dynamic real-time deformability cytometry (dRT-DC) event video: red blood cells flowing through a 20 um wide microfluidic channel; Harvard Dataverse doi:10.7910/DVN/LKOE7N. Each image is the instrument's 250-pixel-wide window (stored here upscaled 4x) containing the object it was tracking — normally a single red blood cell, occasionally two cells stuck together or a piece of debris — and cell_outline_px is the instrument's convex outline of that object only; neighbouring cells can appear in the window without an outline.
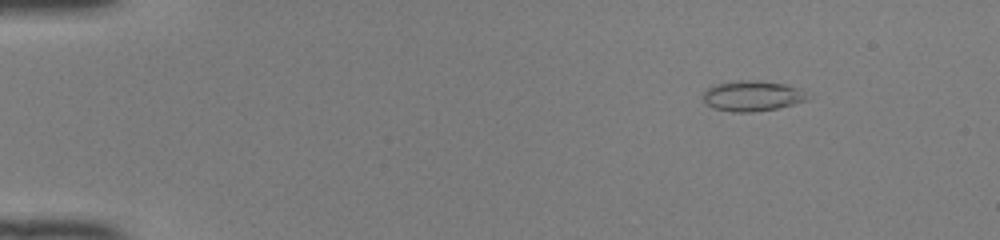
{"species": "common noctule bat (a hibernating species)", "species_latin": "Nyctalus noctula", "temperature_condition": "room temperature", "stored_images_in_passage": 44, "camera_frame_rate_fps": 3000, "um_per_image_px": 0.085, "animal": {"sex": "female", "body_mass_g": 22.0, "forearm_length_mm": 56.7}, "frame": {"image": 1, "passage_image": 1, "time_ms": 0.0, "image_size_px": [1000, 240], "cell_outline_px": [[808, 100], [776, 108], [752, 112], [732, 112], [712, 108], [704, 104], [704, 92], [708, 88], [716, 84], [740, 80], [752, 80], [784, 84], [800, 88]], "centroid_in_image_um": [63.89, 8.16], "position_along_channel_um": 21.1, "area_um2": 18.26}}
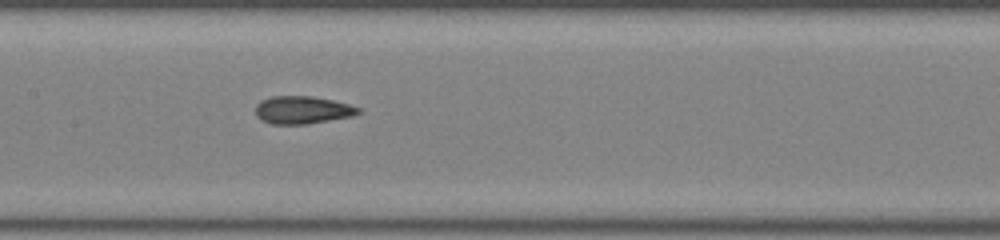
{"frame": {"image": 2, "passage_image": 20, "time_ms": 6.333, "image_size_px": [1000, 240], "cell_outline_px": [[364, 112], [352, 116], [304, 124], [272, 124], [260, 120], [256, 116], [256, 104], [260, 100], [272, 96], [312, 96], [332, 100], [348, 104], [360, 108]], "centroid_in_image_um": [25.69, 9.34], "position_along_channel_um": 181.7, "area_um2": 16.65}}
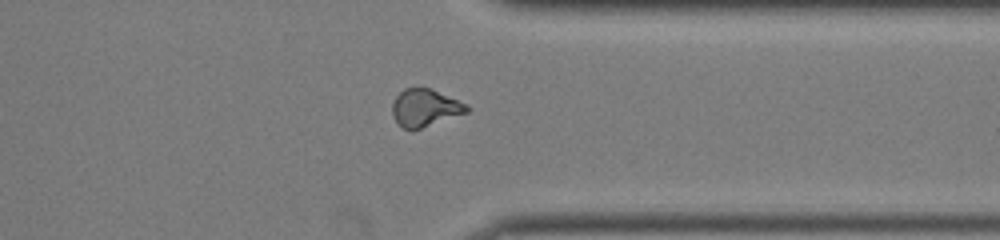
{"frame": {"image": 3, "passage_image": 34, "time_ms": 11.0, "image_size_px": [1000, 240], "cell_outline_px": [[472, 108], [468, 112], [412, 132], [404, 128], [392, 116], [392, 104], [396, 96], [404, 88], [428, 88], [468, 104]], "centroid_in_image_um": [36.14, 9.19], "position_along_channel_um": 375.3, "area_um2": 16.36}, "authors_computed_cell_mechanics": {"area_um2": 16.5308, "velocity_mm_per_s": 4.1647, "shape_relaxation_time_tau1_ms": 9.8277, "shape_relaxation_time_tau2_ms": 1.5018, "deformation_change_tau1": 0.227, "deformation_change_tau2": 0.0815}}